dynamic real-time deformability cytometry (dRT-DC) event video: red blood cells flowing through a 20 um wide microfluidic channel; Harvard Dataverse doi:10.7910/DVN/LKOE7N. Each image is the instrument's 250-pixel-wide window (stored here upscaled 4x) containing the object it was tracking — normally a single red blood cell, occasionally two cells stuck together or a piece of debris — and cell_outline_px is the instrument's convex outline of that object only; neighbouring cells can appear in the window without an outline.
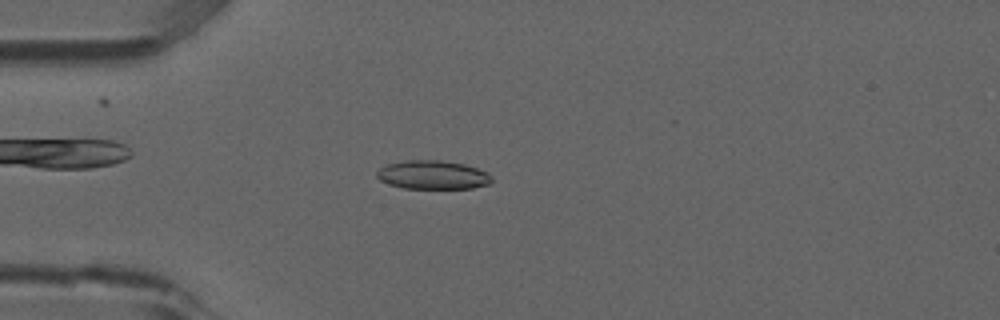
{"species": "common noctule bat (a hibernating species)", "species_latin": "Nyctalus noctula", "temperature_condition": "room temperature", "stored_images_in_passage": 53, "camera_frame_rate_fps": 3000, "um_per_image_px": 0.085, "animal": {"sex": "male", "forearm_length_mm": 52.5}, "frame": {"image": 1, "passage_image": 14, "time_ms": 4.333, "image_size_px": [1000, 320], "cell_outline_px": [[492, 180], [488, 184], [472, 188], [404, 188], [388, 184], [380, 180], [376, 176], [376, 172], [380, 168], [388, 164], [404, 160], [440, 160], [464, 164], [488, 172], [492, 176]], "centroid_in_image_um": [36.77, 14.86], "position_along_channel_um": 48.2, "area_um2": 19.19}}
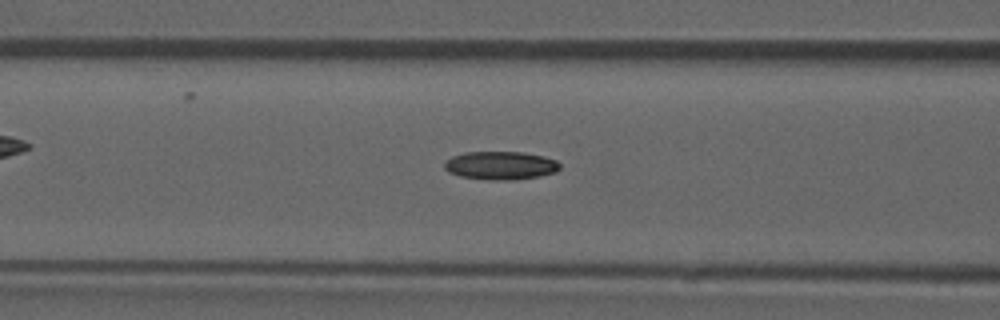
{"frame": {"image": 2, "passage_image": 21, "time_ms": 6.667, "image_size_px": [1000, 320], "cell_outline_px": [[560, 168], [556, 172], [540, 176], [516, 180], [492, 180], [460, 176], [448, 172], [444, 168], [444, 164], [452, 156], [464, 152], [524, 152], [544, 156], [556, 160], [560, 164]], "centroid_in_image_um": [42.57, 14.07], "position_along_channel_um": 124.0, "area_um2": 19.13}}
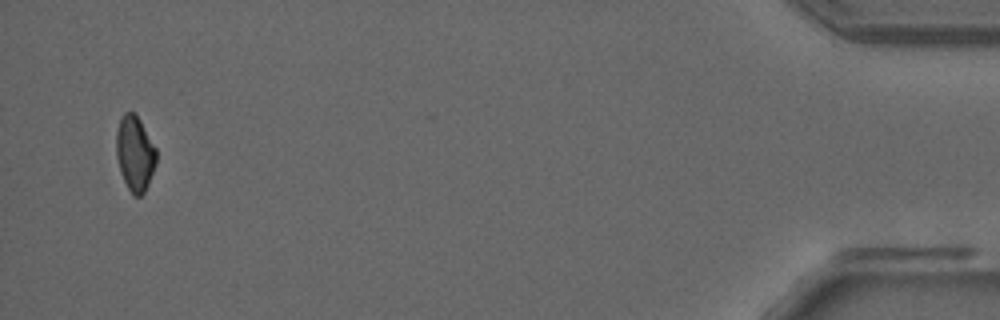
{"frame": {"image": 3, "passage_image": 51, "time_ms": 16.667, "image_size_px": [1000, 320], "cell_outline_px": [[156, 164], [144, 192], [140, 196], [132, 196], [120, 172], [116, 156], [116, 132], [120, 116], [124, 112], [132, 112], [140, 120], [156, 148]], "centroid_in_image_um": [11.45, 13.03], "position_along_channel_um": 423.8, "area_um2": 17.51}, "authors_computed_cell_mechanics": {"area_um2": 18.8428, "velocity_mm_per_s": 3.8595, "shape_relaxation_time_tau1_ms": 11.2514, "shape_relaxation_time_tau2_ms": null, "deformation_change_tau1": 0.2395, "deformation_change_tau2": null}}